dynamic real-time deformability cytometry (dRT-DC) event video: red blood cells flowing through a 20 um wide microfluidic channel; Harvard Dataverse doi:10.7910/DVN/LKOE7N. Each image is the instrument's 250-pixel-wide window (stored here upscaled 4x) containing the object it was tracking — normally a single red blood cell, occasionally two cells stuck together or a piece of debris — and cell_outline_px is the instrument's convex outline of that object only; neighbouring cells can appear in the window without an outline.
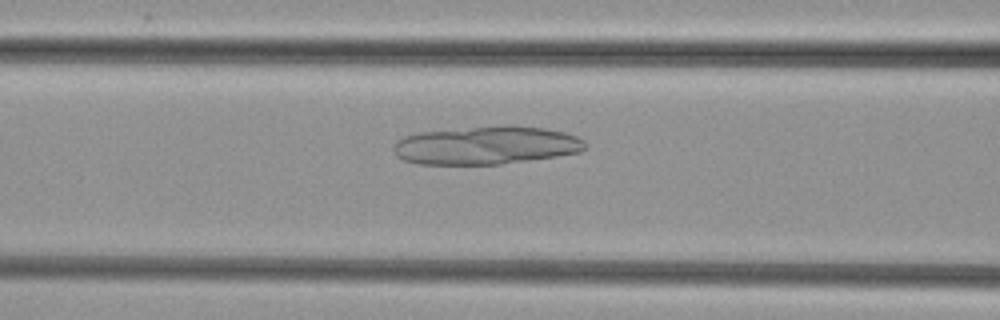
{"species": "common noctule bat (a hibernating species)", "species_latin": "Nyctalus noctula", "temperature_condition": "cold", "stored_images_in_passage": 43, "camera_frame_rate_fps": 3000, "um_per_image_px": 0.085, "animal": {"sex": "female", "body_mass_g": 29.2, "forearm_length_mm": 56.3}, "frame": {"image": 1, "passage_image": 13, "time_ms": 4.0, "image_size_px": [1000, 320], "cell_outline_px": [[588, 148], [580, 152], [556, 156], [500, 164], [420, 164], [404, 160], [396, 156], [392, 148], [396, 140], [404, 136], [420, 132], [472, 128], [544, 128], [564, 132], [576, 136], [584, 140], [588, 144]], "centroid_in_image_um": [41.31, 12.39], "position_along_channel_um": 125.3, "area_um2": 41.62}}
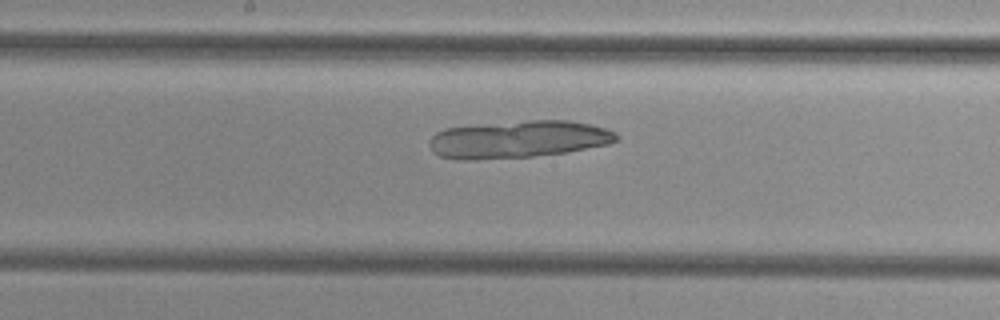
{"frame": {"image": 2, "passage_image": 19, "time_ms": 6.0, "image_size_px": [1000, 320], "cell_outline_px": [[616, 140], [608, 144], [568, 152], [532, 156], [476, 160], [456, 160], [440, 156], [432, 152], [428, 144], [428, 140], [436, 132], [444, 128], [528, 120], [568, 120], [592, 124], [616, 132]], "centroid_in_image_um": [44.0, 11.85], "position_along_channel_um": 204.2, "area_um2": 40.86}}
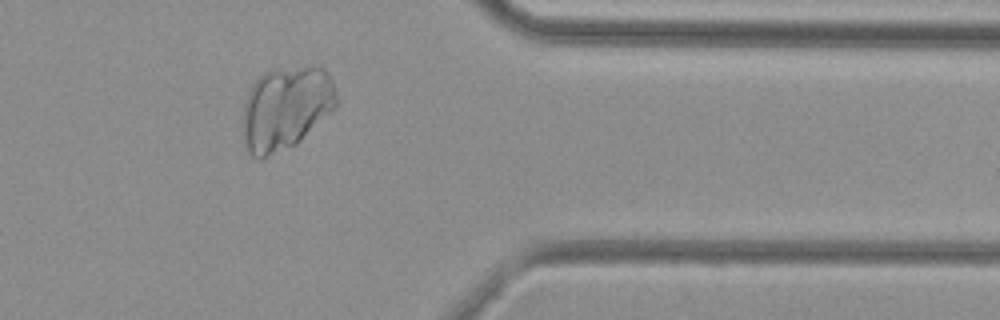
{"frame": {"image": 3, "passage_image": 34, "time_ms": 11.0, "image_size_px": [1000, 320], "cell_outline_px": [[336, 108], [296, 144], [260, 160], [252, 156], [244, 148], [244, 104], [248, 92], [252, 84], [264, 72], [304, 64], [320, 64], [328, 72], [332, 80], [336, 92]], "centroid_in_image_um": [24.32, 9.15], "position_along_channel_um": 387.1, "area_um2": 46.07}}